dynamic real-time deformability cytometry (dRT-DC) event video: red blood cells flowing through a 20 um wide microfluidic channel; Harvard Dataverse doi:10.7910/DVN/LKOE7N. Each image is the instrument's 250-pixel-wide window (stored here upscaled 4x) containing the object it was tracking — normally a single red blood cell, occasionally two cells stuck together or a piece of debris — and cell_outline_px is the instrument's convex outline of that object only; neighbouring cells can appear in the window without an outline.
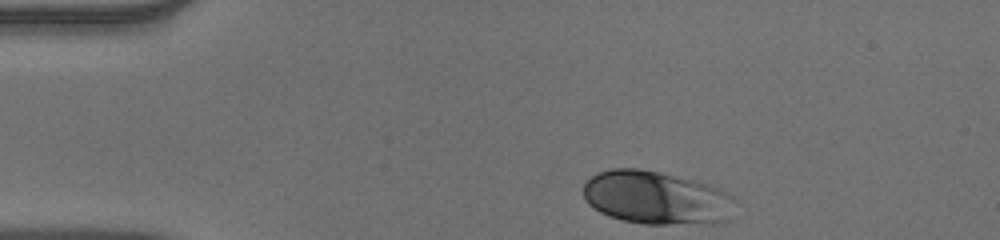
{"species": "human", "species_latin": "Homo sapiens", "temperature_condition": "warm", "stored_images_in_passage": 36, "camera_frame_rate_fps": 3000, "um_per_image_px": 0.085, "donor": {"sex": "male"}, "frame": {"image": 1, "passage_image": 1, "time_ms": 0.0, "image_size_px": [1000, 240], "cell_outline_px": [[736, 200], [724, 220], [668, 224], [644, 224], [624, 220], [608, 216], [600, 212], [588, 204], [584, 200], [584, 184], [596, 172], [608, 168], [640, 168], [692, 180], [708, 184], [732, 196]], "centroid_in_image_um": [55.67, 16.78], "position_along_channel_um": 29.3, "area_um2": 46.3}}
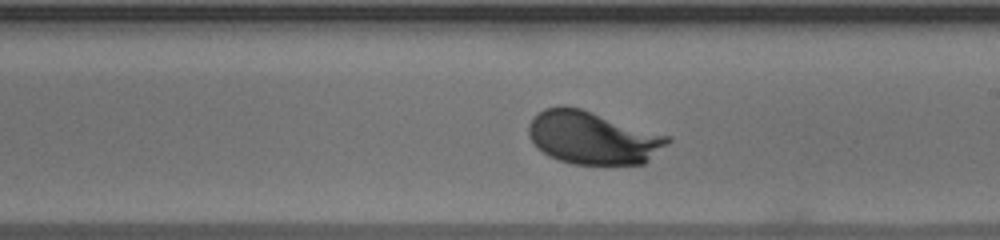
{"frame": {"image": 2, "passage_image": 22, "time_ms": 7.0, "image_size_px": [1000, 240], "cell_outline_px": [[672, 140], [668, 144], [644, 164], [572, 164], [548, 156], [528, 136], [528, 124], [532, 116], [544, 108], [560, 104], [564, 104], [580, 108], [672, 136]], "centroid_in_image_um": [50.39, 11.68], "position_along_channel_um": 238.6, "area_um2": 43.18}}
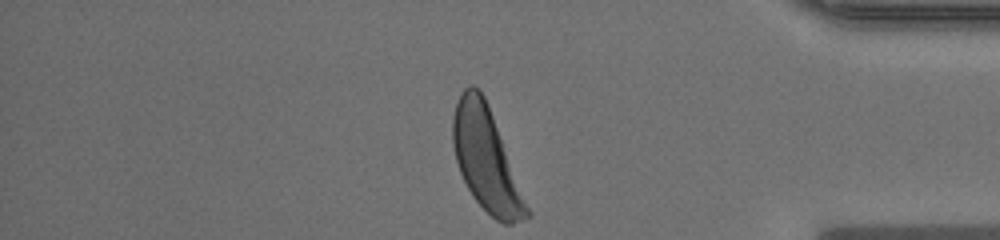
{"frame": {"image": 3, "passage_image": 36, "time_ms": 11.667, "image_size_px": [1000, 240], "cell_outline_px": [[532, 216], [512, 224], [504, 224], [496, 220], [472, 196], [460, 172], [456, 160], [452, 144], [452, 116], [460, 92], [468, 84], [472, 84], [480, 88], [488, 104], [532, 212]], "centroid_in_image_um": [41.33, 13.53], "position_along_channel_um": 393.9, "area_um2": 44.51}, "authors_computed_cell_mechanics": {"area_um2": 42.8298, "velocity_mm_per_s": 3.8519, "shape_relaxation_time_tau1_ms": 1.8772, "shape_relaxation_time_tau2_ms": null, "deformation_change_tau1": 0.1238, "deformation_change_tau2": null}}